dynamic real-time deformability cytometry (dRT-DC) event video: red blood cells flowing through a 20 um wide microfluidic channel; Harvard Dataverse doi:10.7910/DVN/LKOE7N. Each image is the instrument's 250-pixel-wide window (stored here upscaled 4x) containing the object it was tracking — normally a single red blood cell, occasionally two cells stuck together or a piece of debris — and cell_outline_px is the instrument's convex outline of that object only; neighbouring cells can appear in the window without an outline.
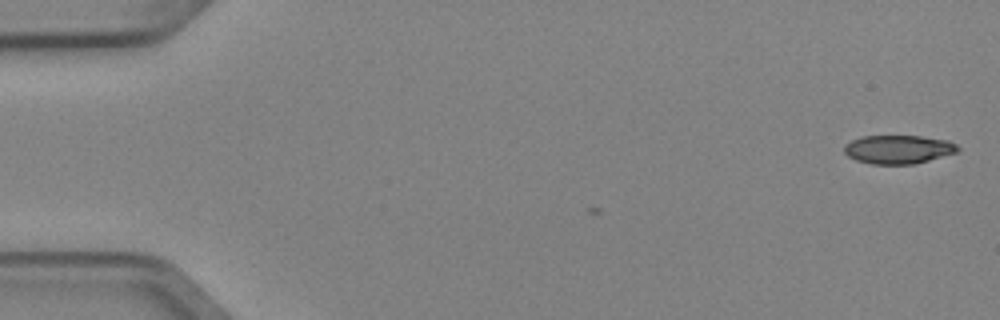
{"species": "Egyptian fruit bat (a non-hibernating species)", "species_latin": "Rousettus aegyptiacus", "temperature_condition": "cold", "stored_images_in_passage": 3, "camera_frame_rate_fps": 3000, "um_per_image_px": 0.085, "animal": {"sex": "female"}, "frame": {"image": 1, "passage_image": 1, "time_ms": 0.0, "image_size_px": [1000, 320], "cell_outline_px": [[960, 152], [912, 164], [872, 164], [856, 160], [848, 156], [844, 152], [844, 144], [852, 140], [864, 136], [920, 136], [948, 140], [956, 144], [960, 148]], "centroid_in_image_um": [76.37, 12.69], "position_along_channel_um": 8.6, "area_um2": 18.96}}